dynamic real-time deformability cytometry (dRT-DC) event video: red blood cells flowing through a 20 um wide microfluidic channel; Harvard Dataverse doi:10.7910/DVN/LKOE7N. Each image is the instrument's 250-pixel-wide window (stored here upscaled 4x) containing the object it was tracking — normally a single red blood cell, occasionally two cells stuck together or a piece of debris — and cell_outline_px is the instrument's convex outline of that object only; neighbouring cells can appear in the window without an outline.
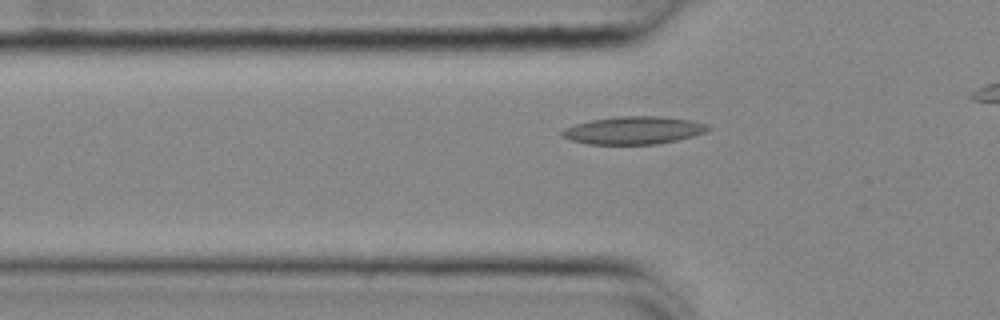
{"species": "common noctule bat (a hibernating species)", "species_latin": "Nyctalus noctula", "temperature_condition": "cold", "stored_images_in_passage": 39, "camera_frame_rate_fps": 3000, "um_per_image_px": 0.085, "animal": {"sex": "female", "body_mass_g": 25.1}, "frame": {"image": 1, "passage_image": 9, "time_ms": 2.667, "image_size_px": [1000, 320], "cell_outline_px": [[712, 128], [704, 132], [692, 136], [676, 140], [656, 144], [588, 144], [572, 140], [560, 136], [560, 132], [564, 128], [576, 124], [592, 120], [616, 116], [660, 116], [692, 120], [708, 124]], "centroid_in_image_um": [53.86, 11.07], "position_along_channel_um": 71.9, "area_um2": 23.58}}
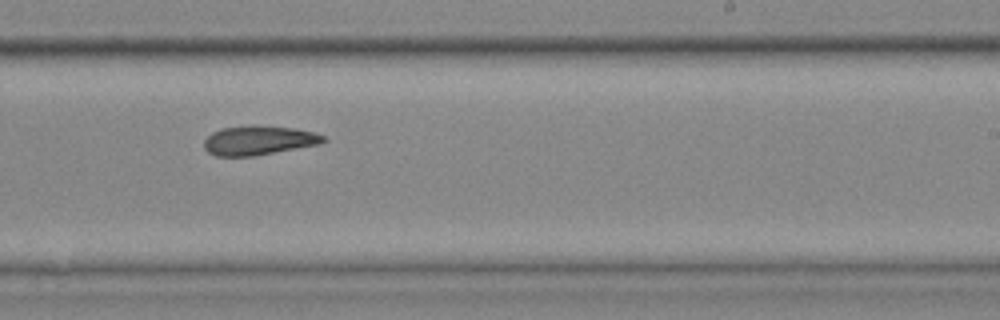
{"frame": {"image": 2, "passage_image": 25, "time_ms": 8.0, "image_size_px": [1000, 320], "cell_outline_px": [[328, 140], [320, 144], [256, 156], [216, 156], [208, 152], [204, 148], [204, 140], [212, 132], [220, 128], [248, 124], [252, 124], [296, 128], [316, 132], [324, 136]], "centroid_in_image_um": [22.0, 11.91], "position_along_channel_um": 267.0, "area_um2": 20.87}}
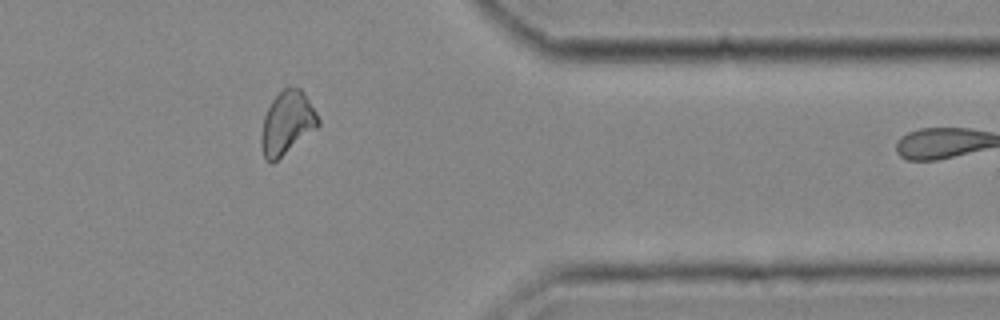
{"frame": {"image": 3, "passage_image": 36, "time_ms": 11.667, "image_size_px": [1000, 320], "cell_outline_px": [[320, 124], [316, 128], [272, 164], [264, 156], [260, 144], [260, 140], [264, 116], [272, 100], [284, 88], [300, 88], [304, 92], [316, 112], [320, 120]], "centroid_in_image_um": [24.39, 10.45], "position_along_channel_um": 387.0, "area_um2": 20.58}}